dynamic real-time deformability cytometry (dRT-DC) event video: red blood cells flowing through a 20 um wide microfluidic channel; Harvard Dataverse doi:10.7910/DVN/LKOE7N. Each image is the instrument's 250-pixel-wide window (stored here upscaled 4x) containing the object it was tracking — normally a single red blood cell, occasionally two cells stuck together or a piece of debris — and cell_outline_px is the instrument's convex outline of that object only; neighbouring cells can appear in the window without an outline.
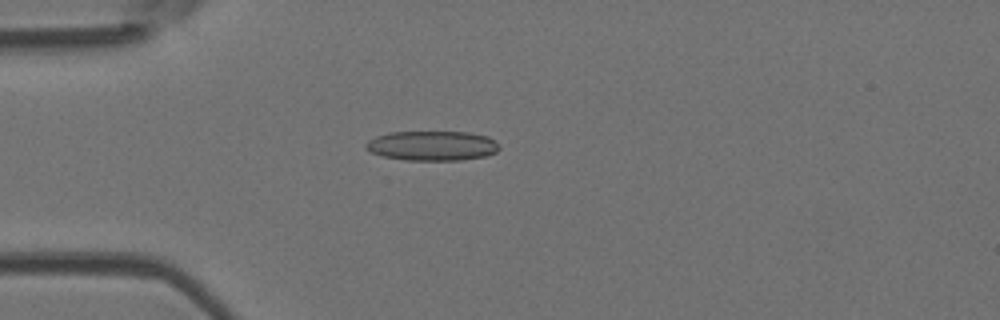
{"species": "Egyptian fruit bat (a non-hibernating species)", "species_latin": "Rousettus aegyptiacus", "temperature_condition": "room temperature", "stored_images_in_passage": 51, "camera_frame_rate_fps": 3000, "um_per_image_px": 0.085, "animal": {"sex": "female"}, "frame": {"image": 1, "passage_image": 14, "time_ms": 4.333, "image_size_px": [1000, 320], "cell_outline_px": [[500, 148], [496, 152], [484, 156], [460, 160], [408, 160], [384, 156], [372, 152], [364, 148], [364, 144], [368, 140], [376, 136], [388, 132], [468, 132], [488, 136], [500, 144]], "centroid_in_image_um": [36.74, 12.38], "position_along_channel_um": 48.3, "area_um2": 23.12}}
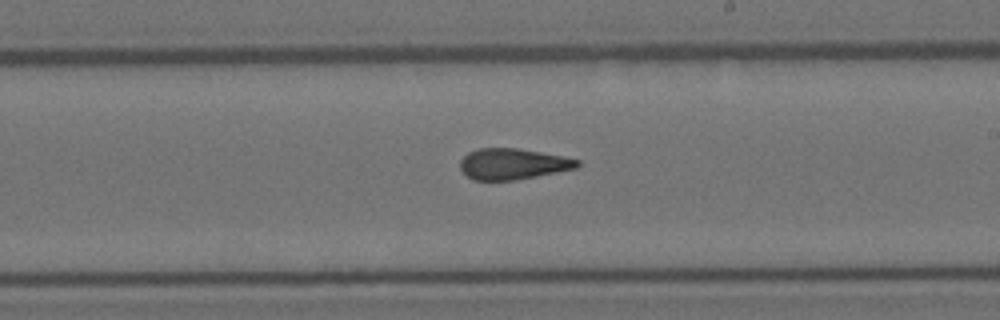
{"frame": {"image": 2, "passage_image": 30, "time_ms": 9.667, "image_size_px": [1000, 320], "cell_outline_px": [[580, 164], [576, 168], [516, 180], [472, 180], [460, 168], [460, 160], [468, 152], [480, 148], [516, 148], [540, 152], [580, 160]], "centroid_in_image_um": [43.56, 13.94], "position_along_channel_um": 245.4, "area_um2": 20.92}}
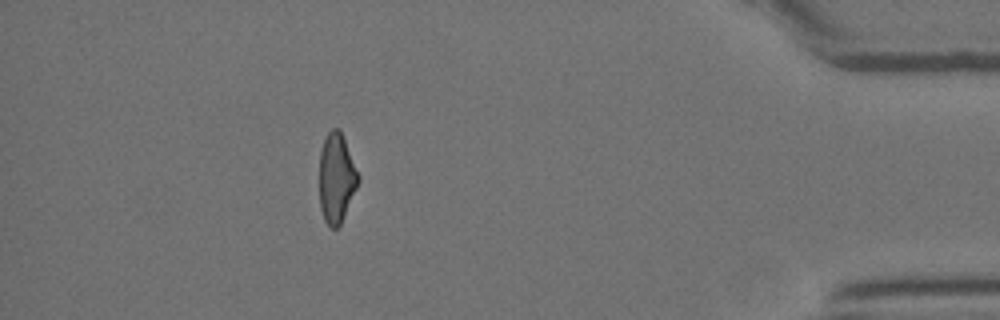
{"frame": {"image": 3, "passage_image": 46, "time_ms": 15.0, "image_size_px": [1000, 320], "cell_outline_px": [[360, 180], [344, 216], [340, 224], [336, 228], [332, 228], [324, 220], [320, 208], [320, 152], [324, 140], [328, 132], [332, 128], [340, 128], [360, 176]], "centroid_in_image_um": [28.61, 15.11], "position_along_channel_um": 406.6, "area_um2": 20.23}, "authors_computed_cell_mechanics": {"area_um2": 21.7906, "velocity_mm_per_s": 3.9572, "shape_relaxation_time_tau1_ms": 9.915, "shape_relaxation_time_tau2_ms": 2.6002, "deformation_change_tau1": 0.2555, "deformation_change_tau2": 0.1289}}